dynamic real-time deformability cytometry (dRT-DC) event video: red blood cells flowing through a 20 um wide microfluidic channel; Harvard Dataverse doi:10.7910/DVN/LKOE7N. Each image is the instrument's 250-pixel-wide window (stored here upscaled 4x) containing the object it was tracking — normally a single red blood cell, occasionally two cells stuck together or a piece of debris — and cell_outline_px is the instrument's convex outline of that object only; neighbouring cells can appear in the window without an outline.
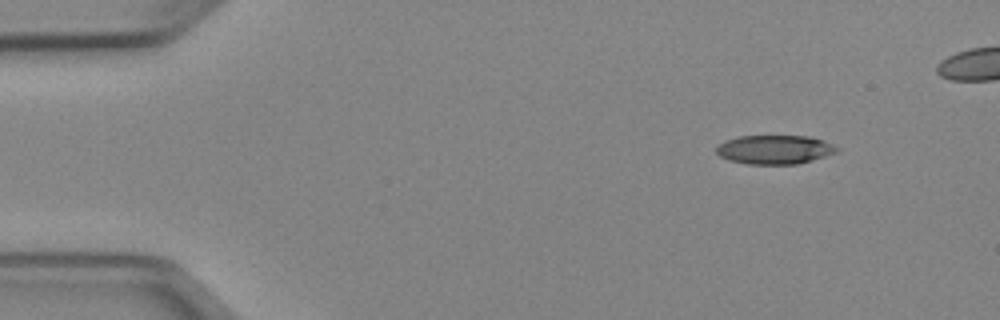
{"species": "Egyptian fruit bat (a non-hibernating species)", "species_latin": "Rousettus aegyptiacus", "temperature_condition": "cold", "stored_images_in_passage": 43, "camera_frame_rate_fps": 3000, "um_per_image_px": 0.085, "animal": {"sex": "female"}, "frame": {"image": 1, "passage_image": 1, "time_ms": 0.0, "image_size_px": [1000, 320], "cell_outline_px": [[840, 148], [836, 152], [812, 160], [796, 164], [748, 164], [728, 160], [720, 156], [716, 152], [716, 148], [724, 140], [740, 136], [808, 136], [824, 140]], "centroid_in_image_um": [65.83, 12.71], "position_along_channel_um": 19.2, "area_um2": 20.29}}
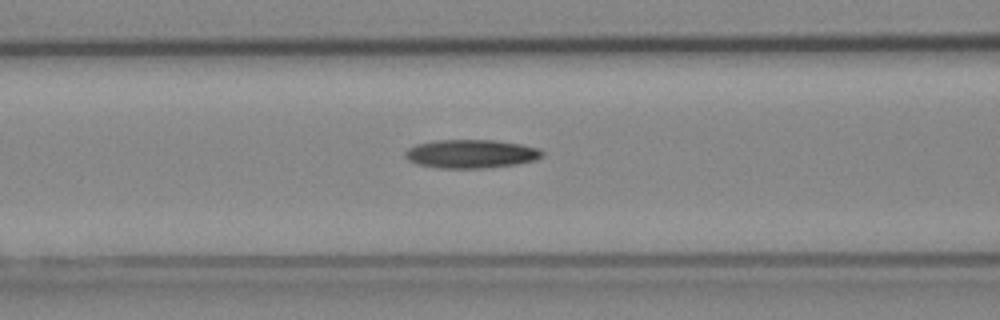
{"frame": {"image": 2, "passage_image": 16, "time_ms": 5.0, "image_size_px": [1000, 320], "cell_outline_px": [[544, 156], [536, 160], [516, 164], [484, 168], [440, 168], [416, 164], [408, 160], [404, 156], [404, 152], [408, 148], [416, 144], [436, 140], [496, 140], [524, 144], [540, 148], [544, 152]], "centroid_in_image_um": [40.07, 13.07], "position_along_channel_um": 126.5, "area_um2": 23.12}}
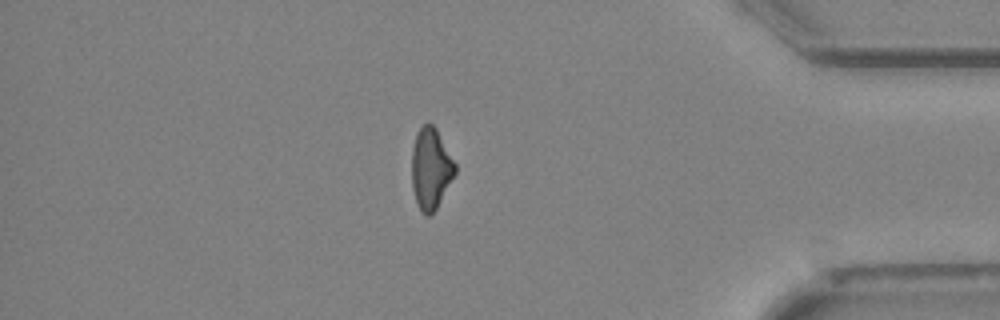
{"frame": {"image": 3, "passage_image": 39, "time_ms": 12.667, "image_size_px": [1000, 320], "cell_outline_px": [[456, 172], [436, 208], [428, 216], [424, 216], [420, 212], [416, 204], [412, 188], [412, 148], [416, 132], [428, 120], [436, 128], [456, 164]], "centroid_in_image_um": [36.59, 14.32], "position_along_channel_um": 398.6, "area_um2": 20.58}, "authors_computed_cell_mechanics": {"area_um2": 21.8484, "velocity_mm_per_s": 3.9767, "shape_relaxation_time_tau1_ms": 8.0591, "shape_relaxation_time_tau2_ms": 10.2946, "deformation_change_tau1": 0.2189, "deformation_change_tau2": 0.2684}}